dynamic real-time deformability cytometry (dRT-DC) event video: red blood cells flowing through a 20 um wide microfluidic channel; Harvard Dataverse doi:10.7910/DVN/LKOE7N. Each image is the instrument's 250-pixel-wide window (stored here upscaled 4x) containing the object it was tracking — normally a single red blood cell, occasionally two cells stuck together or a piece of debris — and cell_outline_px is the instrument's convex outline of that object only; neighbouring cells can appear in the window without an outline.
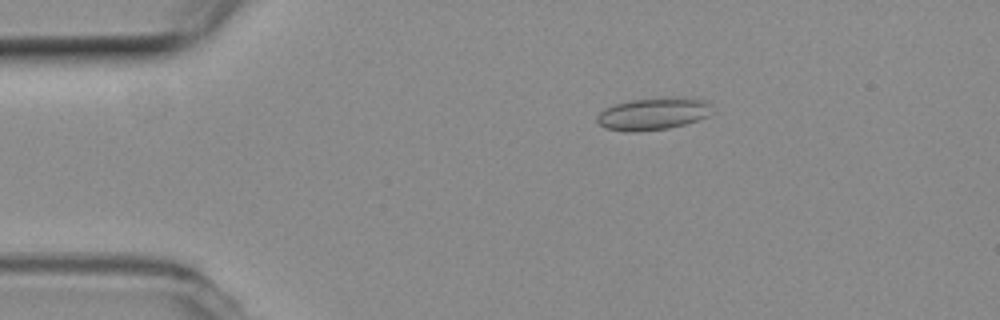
{"species": "common noctule bat (a hibernating species)", "species_latin": "Nyctalus noctula", "temperature_condition": "room temperature", "stored_images_in_passage": 53, "camera_frame_rate_fps": 3000, "um_per_image_px": 0.085, "animal": {"sex": "female", "body_mass_g": 19.3, "forearm_length_mm": 54.1}, "frame": {"image": 1, "passage_image": 10, "time_ms": 3.0, "image_size_px": [1000, 320], "cell_outline_px": [[712, 104], [708, 116], [684, 124], [668, 128], [640, 132], [624, 132], [604, 128], [596, 120], [596, 116], [604, 108], [616, 104], [632, 100], [704, 100]], "centroid_in_image_um": [55.41, 9.74], "position_along_channel_um": 29.6, "area_um2": 20.69}}
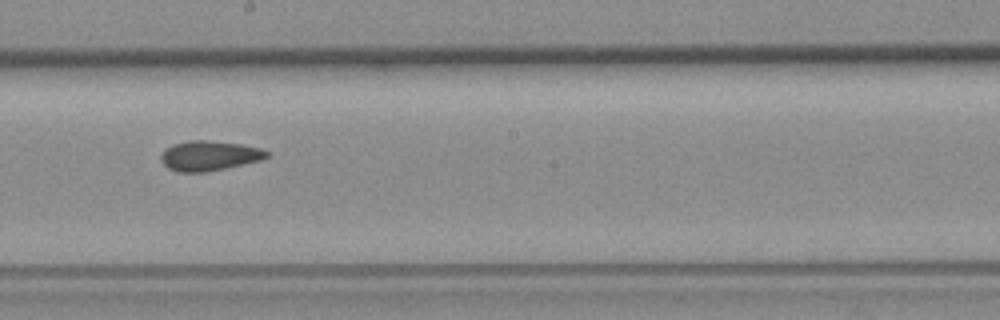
{"frame": {"image": 2, "passage_image": 30, "time_ms": 9.667, "image_size_px": [1000, 320], "cell_outline_px": [[268, 156], [260, 160], [224, 168], [204, 172], [176, 172], [168, 168], [160, 160], [160, 156], [168, 148], [176, 144], [192, 140], [208, 140], [240, 144], [260, 148], [268, 152]], "centroid_in_image_um": [17.77, 13.24], "position_along_channel_um": 230.4, "area_um2": 18.03}}
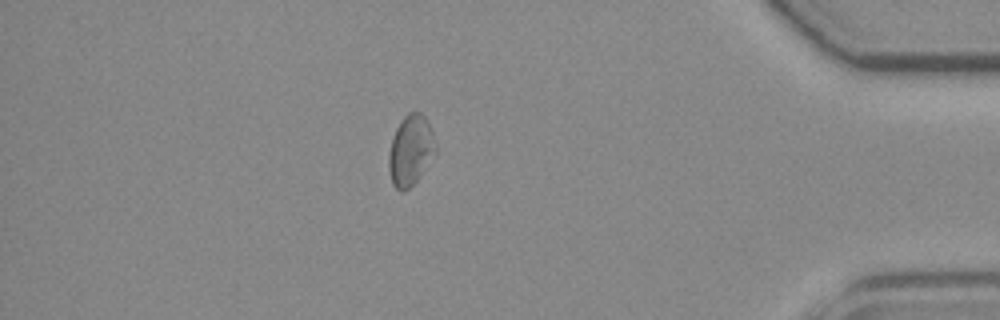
{"frame": {"image": 3, "passage_image": 47, "time_ms": 15.333, "image_size_px": [1000, 320], "cell_outline_px": [[436, 152], [416, 180], [408, 188], [396, 188], [392, 184], [388, 168], [388, 156], [392, 140], [396, 128], [400, 120], [408, 112], [420, 112], [428, 120], [436, 144]], "centroid_in_image_um": [34.89, 12.72], "position_along_channel_um": 400.3, "area_um2": 18.9}}